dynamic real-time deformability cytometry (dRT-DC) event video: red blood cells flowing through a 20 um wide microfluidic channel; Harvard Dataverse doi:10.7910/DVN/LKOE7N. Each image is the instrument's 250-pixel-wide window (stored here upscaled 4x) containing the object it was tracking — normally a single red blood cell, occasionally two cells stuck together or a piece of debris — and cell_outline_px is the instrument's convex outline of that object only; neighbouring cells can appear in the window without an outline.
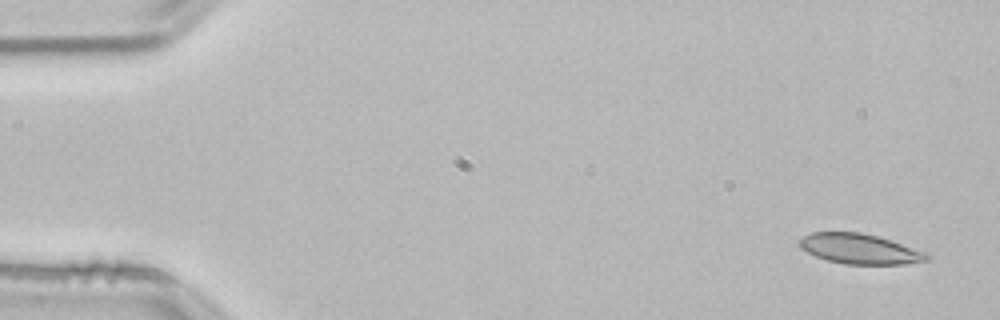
{"species": "common noctule bat (a hibernating species)", "species_latin": "Nyctalus noctula", "temperature_condition": "room temperature", "stored_images_in_passage": 54, "camera_frame_rate_fps": 3000, "um_per_image_px": 0.085, "animal": {"sex": "male", "body_mass_g": 21.5, "forearm_length_mm": 52.0}, "frame": {"image": 1, "passage_image": 2, "time_ms": 0.333, "image_size_px": [1000, 320], "cell_outline_px": [[932, 256], [928, 260], [904, 264], [844, 264], [828, 260], [816, 256], [800, 248], [800, 240], [804, 236], [812, 232], [860, 232], [892, 240], [928, 252]], "centroid_in_image_um": [73.14, 21.15], "position_along_channel_um": 11.9, "area_um2": 22.37}}
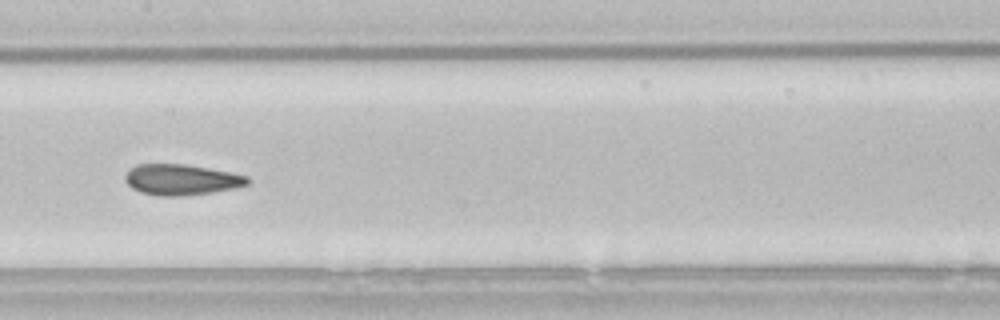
{"frame": {"image": 2, "passage_image": 26, "time_ms": 8.333, "image_size_px": [1000, 320], "cell_outline_px": [[248, 184], [232, 188], [212, 192], [180, 196], [160, 196], [140, 192], [132, 188], [124, 180], [124, 176], [136, 164], [184, 164], [208, 168], [248, 176]], "centroid_in_image_um": [15.37, 15.27], "position_along_channel_um": 192.0, "area_um2": 21.68}}
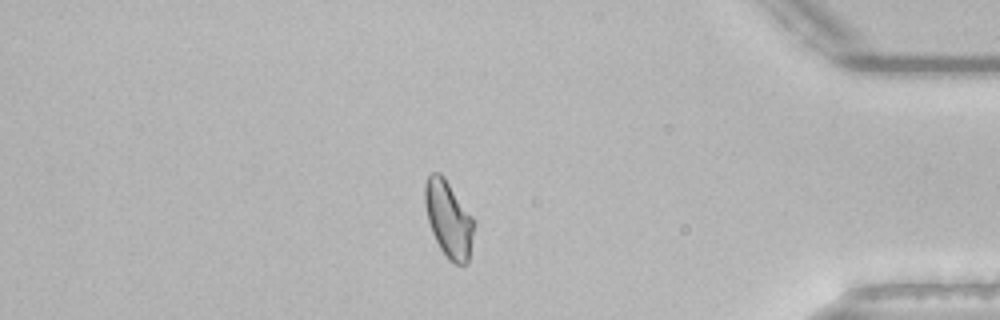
{"frame": {"image": 3, "passage_image": 45, "time_ms": 14.667, "image_size_px": [1000, 320], "cell_outline_px": [[472, 236], [468, 264], [456, 264], [448, 260], [440, 248], [432, 232], [428, 220], [424, 204], [424, 184], [428, 176], [432, 172], [440, 172], [444, 176], [472, 216]], "centroid_in_image_um": [38.09, 18.6], "position_along_channel_um": 397.1, "area_um2": 21.62}, "authors_computed_cell_mechanics": {"area_um2": 22.1952, "velocity_mm_per_s": 3.7944, "shape_relaxation_time_tau1_ms": null, "shape_relaxation_time_tau2_ms": 1.9684, "deformation_change_tau1": null, "deformation_change_tau2": 0.0758}}